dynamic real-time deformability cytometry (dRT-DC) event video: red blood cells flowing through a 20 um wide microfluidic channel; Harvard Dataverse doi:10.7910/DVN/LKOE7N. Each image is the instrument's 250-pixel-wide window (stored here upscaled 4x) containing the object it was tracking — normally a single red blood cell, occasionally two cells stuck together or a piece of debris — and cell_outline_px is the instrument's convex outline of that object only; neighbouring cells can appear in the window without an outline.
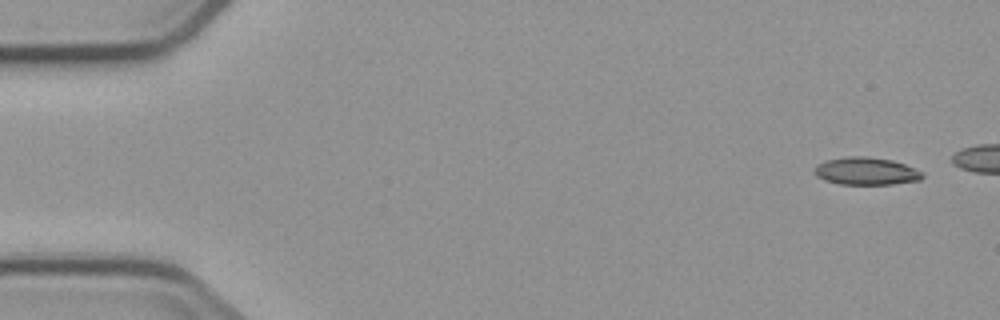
{"species": "common noctule bat (a hibernating species)", "species_latin": "Nyctalus noctula", "temperature_condition": "cold", "stored_images_in_passage": 5, "camera_frame_rate_fps": 3000, "um_per_image_px": 0.085, "animal": {"sex": "male", "body_mass_g": 23.1, "forearm_length_mm": 52.7}, "frame": {"image": 1, "passage_image": 1, "time_ms": 0.0, "image_size_px": [1000, 320], "cell_outline_px": [[924, 176], [920, 180], [892, 184], [840, 184], [824, 180], [816, 176], [816, 164], [828, 160], [848, 156], [864, 156], [892, 160], [904, 164], [924, 172]], "centroid_in_image_um": [73.65, 14.55], "position_along_channel_um": 11.4, "area_um2": 17.22}}